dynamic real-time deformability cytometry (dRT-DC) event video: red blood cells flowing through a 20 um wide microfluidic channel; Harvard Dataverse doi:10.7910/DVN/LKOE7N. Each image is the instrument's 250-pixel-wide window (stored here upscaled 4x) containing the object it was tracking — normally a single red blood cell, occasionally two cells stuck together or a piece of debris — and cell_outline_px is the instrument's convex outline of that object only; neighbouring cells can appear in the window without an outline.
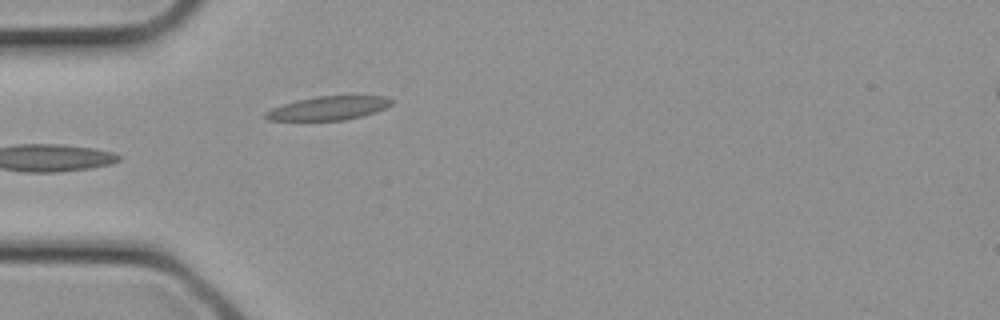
{"species": "common noctule bat (a hibernating species)", "species_latin": "Nyctalus noctula", "temperature_condition": "cold", "stored_images_in_passage": 3, "camera_frame_rate_fps": 3000, "um_per_image_px": 0.085, "animal": {"sex": "female", "body_mass_g": 21.9}, "frame": {"image": 1, "passage_image": 3, "time_ms": 0.667, "image_size_px": [1000, 320], "cell_outline_px": [[396, 100], [392, 104], [376, 112], [364, 116], [344, 120], [268, 120], [264, 116], [264, 112], [272, 108], [296, 100], [316, 96], [384, 96]], "centroid_in_image_um": [27.95, 9.19], "position_along_channel_um": 57.1, "area_um2": 17.46}}